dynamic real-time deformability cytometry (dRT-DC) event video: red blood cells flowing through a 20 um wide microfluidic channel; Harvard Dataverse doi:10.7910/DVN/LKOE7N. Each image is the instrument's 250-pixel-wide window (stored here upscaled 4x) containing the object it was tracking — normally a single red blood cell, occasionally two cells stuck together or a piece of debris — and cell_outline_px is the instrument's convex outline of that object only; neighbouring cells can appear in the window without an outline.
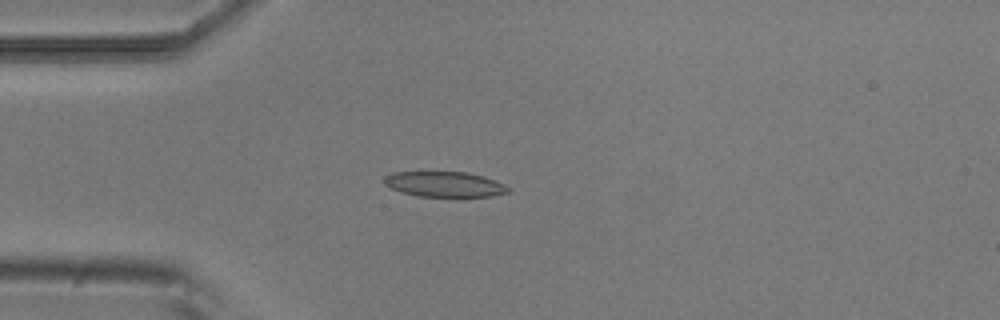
{"species": "common noctule bat (a hibernating species)", "species_latin": "Nyctalus noctula", "temperature_condition": "room temperature", "stored_images_in_passage": 7, "camera_frame_rate_fps": 3000, "um_per_image_px": 0.085, "animal": {"sex": "male", "body_mass_g": 20.5, "forearm_length_mm": 52.5}, "frame": {"image": 1, "passage_image": 3, "time_ms": 0.667, "image_size_px": [1000, 320], "cell_outline_px": [[508, 192], [492, 196], [416, 196], [392, 188], [384, 184], [384, 176], [392, 172], [468, 172], [484, 176], [504, 184], [508, 188]], "centroid_in_image_um": [37.77, 15.65], "position_along_channel_um": 47.2, "area_um2": 18.09}}
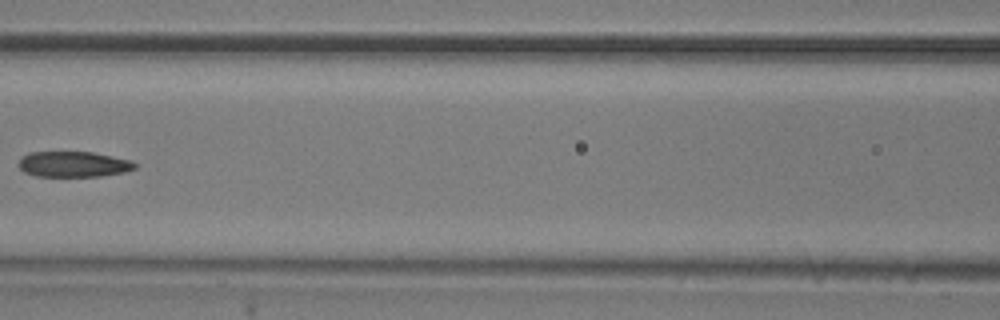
{"frame": {"image": 2, "passage_image": 6, "time_ms": 1.667, "image_size_px": [1000, 320], "cell_outline_px": [[136, 168], [124, 172], [100, 176], [36, 176], [24, 172], [16, 164], [28, 152], [92, 152], [132, 160], [136, 164]], "centroid_in_image_um": [6.24, 13.96], "position_along_channel_um": 160.4, "area_um2": 17.34}}
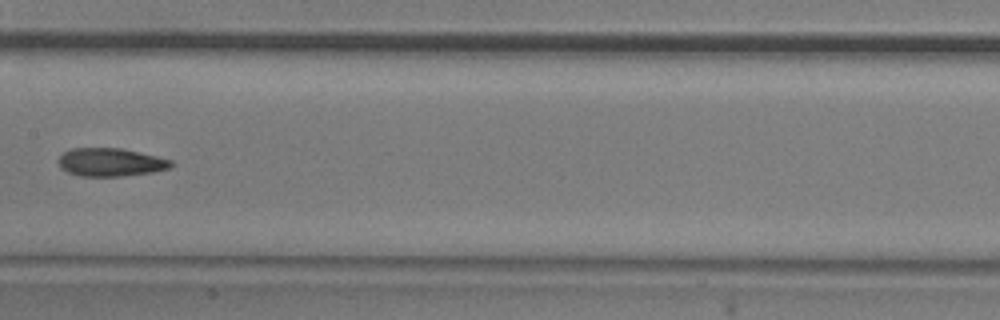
{"frame": {"image": 3, "passage_image": 7, "time_ms": 2.0, "image_size_px": [1000, 320], "cell_outline_px": [[172, 168], [152, 172], [120, 176], [80, 176], [68, 172], [60, 168], [60, 156], [64, 152], [72, 148], [120, 148], [156, 156], [172, 160]], "centroid_in_image_um": [9.41, 13.79], "position_along_channel_um": 198.0, "area_um2": 18.32}}